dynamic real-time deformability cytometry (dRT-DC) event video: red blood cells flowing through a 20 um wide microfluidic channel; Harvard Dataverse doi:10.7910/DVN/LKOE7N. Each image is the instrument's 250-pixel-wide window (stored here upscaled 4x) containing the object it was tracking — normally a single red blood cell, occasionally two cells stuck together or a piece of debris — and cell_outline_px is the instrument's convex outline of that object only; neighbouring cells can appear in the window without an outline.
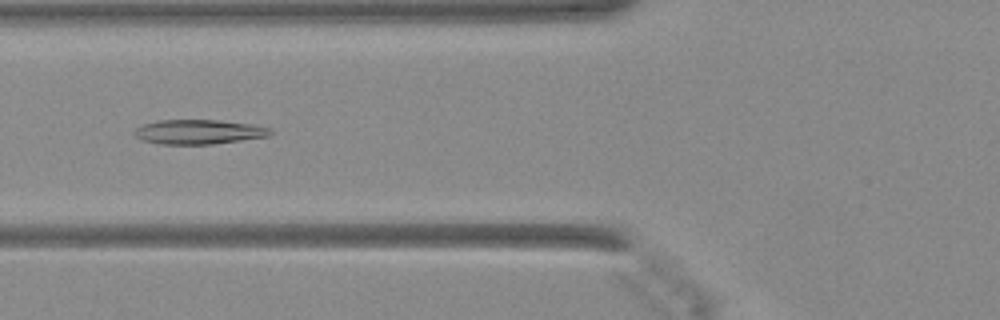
{"species": "Egyptian fruit bat (a non-hibernating species)", "species_latin": "Rousettus aegyptiacus", "temperature_condition": "warm", "stored_images_in_passage": 35, "camera_frame_rate_fps": 3000, "um_per_image_px": 0.085, "animal": {"sex": "female"}, "frame": {"image": 1, "passage_image": 5, "time_ms": 1.333, "image_size_px": [1000, 320], "cell_outline_px": [[272, 132], [268, 136], [212, 144], [160, 144], [140, 140], [132, 132], [136, 128], [144, 124], [160, 120], [220, 120], [248, 124], [272, 128]], "centroid_in_image_um": [16.85, 11.21], "position_along_channel_um": 108.9, "area_um2": 19.31}}
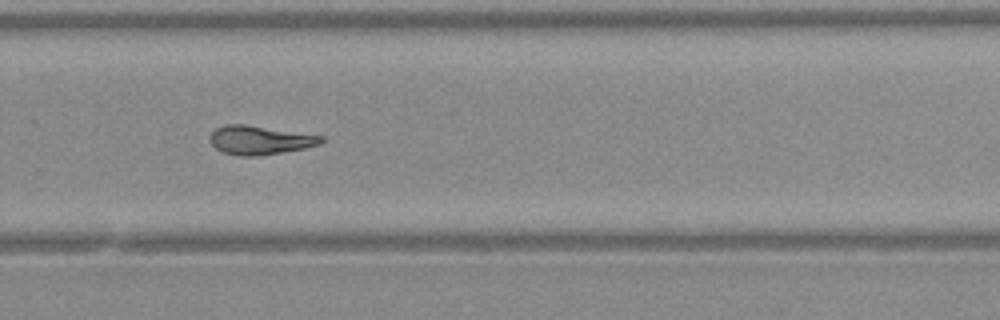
{"frame": {"image": 2, "passage_image": 19, "time_ms": 6.0, "image_size_px": [1000, 320], "cell_outline_px": [[324, 140], [320, 144], [304, 148], [260, 156], [240, 156], [220, 152], [208, 140], [208, 136], [216, 128], [224, 124], [244, 124], [324, 136]], "centroid_in_image_um": [22.04, 11.91], "position_along_channel_um": 307.8, "area_um2": 18.79}}
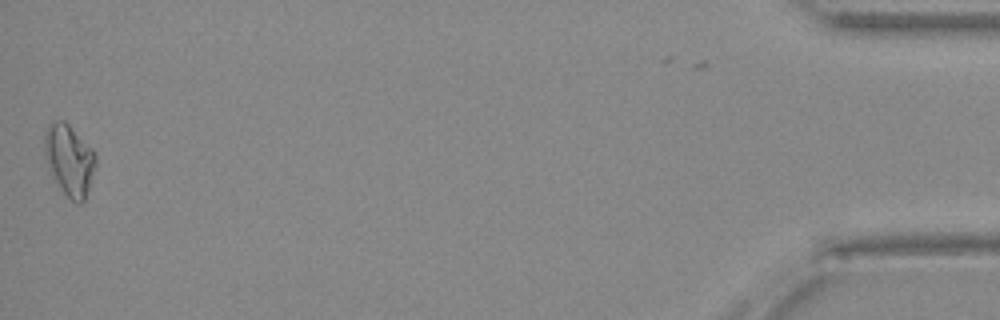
{"frame": {"image": 3, "passage_image": 34, "time_ms": 11.0, "image_size_px": [1000, 320], "cell_outline_px": [[96, 164], [84, 200], [80, 204], [76, 204], [64, 192], [56, 180], [44, 156], [44, 132], [48, 124], [52, 120], [64, 120], [96, 152]], "centroid_in_image_um": [5.89, 13.54], "position_along_channel_um": 429.3, "area_um2": 20.92}}